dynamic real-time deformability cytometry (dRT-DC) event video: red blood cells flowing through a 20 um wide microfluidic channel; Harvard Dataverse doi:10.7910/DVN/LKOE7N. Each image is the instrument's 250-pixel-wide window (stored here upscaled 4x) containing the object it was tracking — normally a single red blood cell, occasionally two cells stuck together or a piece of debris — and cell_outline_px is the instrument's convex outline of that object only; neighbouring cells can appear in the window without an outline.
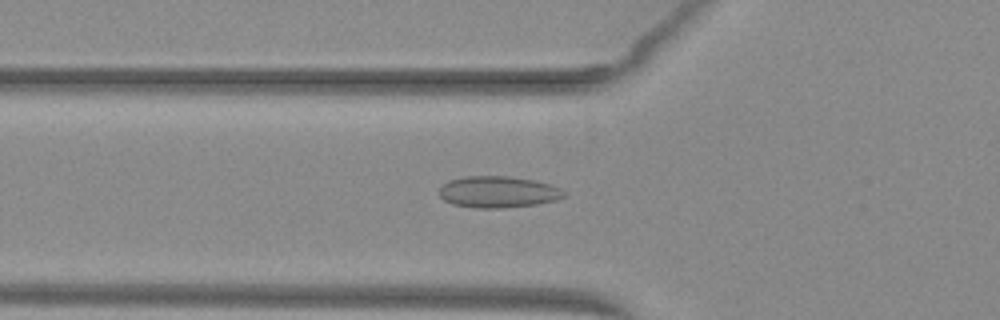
{"species": "common noctule bat (a hibernating species)", "species_latin": "Nyctalus noctula", "temperature_condition": "warm", "stored_images_in_passage": 53, "camera_frame_rate_fps": 3000, "um_per_image_px": 0.085, "animal": {"sex": "female", "body_mass_g": 29.2, "forearm_length_mm": 56.3}, "frame": {"image": 1, "passage_image": 20, "time_ms": 6.333, "image_size_px": [1000, 320], "cell_outline_px": [[568, 192], [564, 196], [556, 200], [536, 204], [500, 208], [472, 208], [452, 204], [444, 200], [440, 196], [440, 188], [448, 180], [464, 176], [508, 176], [532, 180], [552, 184]], "centroid_in_image_um": [42.34, 16.31], "position_along_channel_um": 83.5, "area_um2": 23.0}}
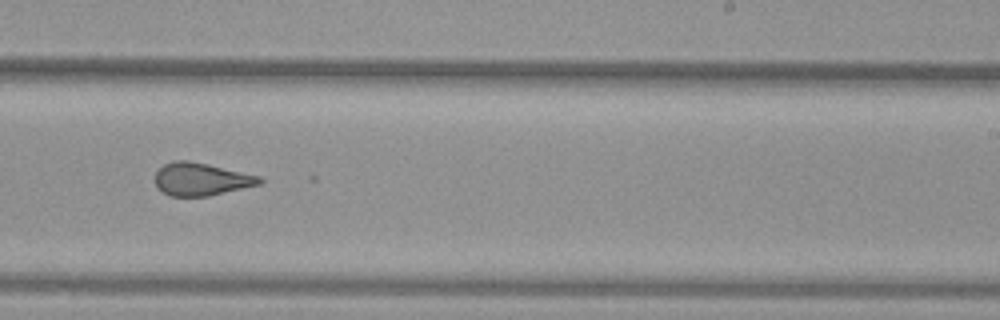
{"frame": {"image": 2, "passage_image": 34, "time_ms": 11.0, "image_size_px": [1000, 320], "cell_outline_px": [[264, 180], [260, 184], [208, 196], [168, 196], [156, 188], [156, 172], [164, 164], [176, 160], [188, 160], [208, 164], [260, 176]], "centroid_in_image_um": [17.08, 15.23], "position_along_channel_um": 271.9, "area_um2": 19.88}}
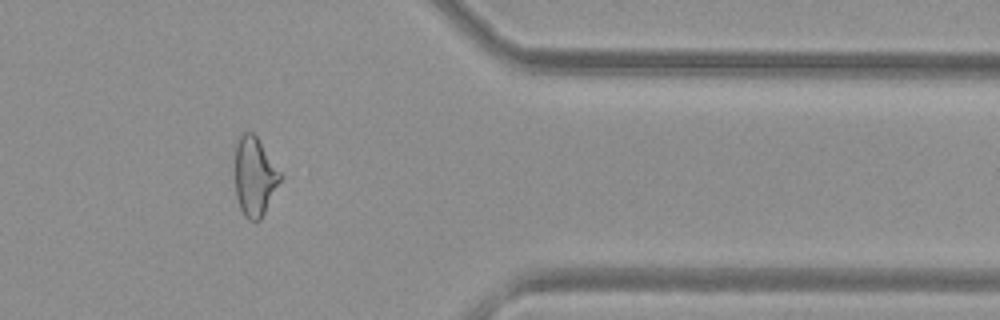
{"frame": {"image": 3, "passage_image": 44, "time_ms": 14.333, "image_size_px": [1000, 320], "cell_outline_px": [[284, 176], [260, 220], [256, 224], [248, 220], [244, 216], [240, 208], [236, 196], [236, 144], [240, 136], [244, 132], [252, 132], [256, 136]], "centroid_in_image_um": [21.67, 15.05], "position_along_channel_um": 389.7, "area_um2": 20.87}, "authors_computed_cell_mechanics": {"area_um2": 22.3686, "velocity_mm_per_s": 4.0267, "shape_relaxation_time_tau1_ms": null, "shape_relaxation_time_tau2_ms": 1.547, "deformation_change_tau1": null, "deformation_change_tau2": 0.07}}